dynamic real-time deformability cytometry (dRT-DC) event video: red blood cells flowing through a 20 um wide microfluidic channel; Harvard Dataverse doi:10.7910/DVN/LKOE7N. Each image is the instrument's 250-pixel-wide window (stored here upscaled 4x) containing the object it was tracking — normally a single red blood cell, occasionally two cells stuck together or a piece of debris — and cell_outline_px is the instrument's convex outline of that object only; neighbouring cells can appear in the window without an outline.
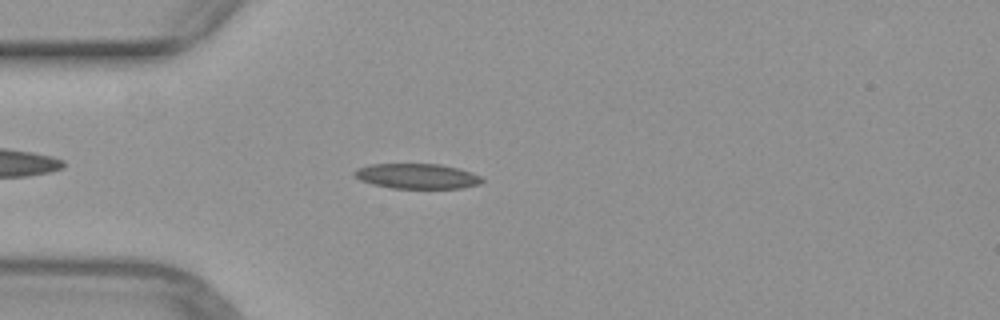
{"species": "common noctule bat (a hibernating species)", "species_latin": "Nyctalus noctula", "temperature_condition": "warm", "stored_images_in_passage": 43, "camera_frame_rate_fps": 3000, "um_per_image_px": 0.085, "animal": {"sex": "female", "body_mass_g": 29.2, "forearm_length_mm": 56.3}, "frame": {"image": 1, "passage_image": 6, "time_ms": 1.667, "image_size_px": [1000, 320], "cell_outline_px": [[484, 180], [480, 184], [460, 188], [392, 188], [372, 184], [360, 180], [352, 172], [356, 168], [372, 164], [440, 164], [460, 168], [472, 172], [480, 176]], "centroid_in_image_um": [35.46, 14.97], "position_along_channel_um": 49.5, "area_um2": 18.73}}
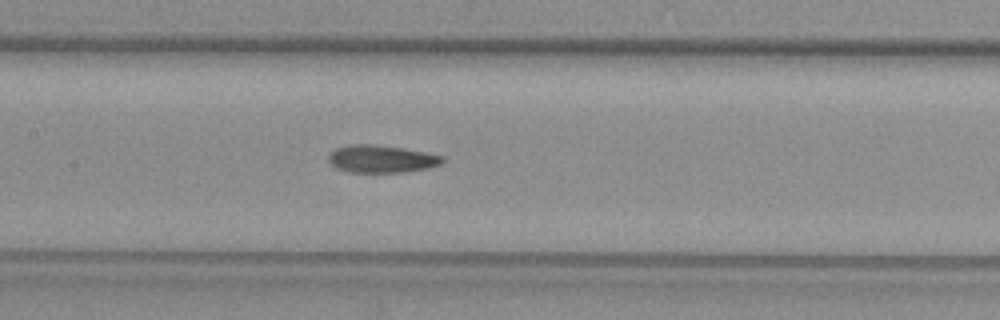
{"frame": {"image": 2, "passage_image": 16, "time_ms": 5.0, "image_size_px": [1000, 320], "cell_outline_px": [[444, 160], [440, 164], [428, 168], [408, 172], [348, 172], [336, 168], [328, 160], [328, 156], [336, 148], [348, 144], [368, 144], [400, 148], [424, 152], [444, 156]], "centroid_in_image_um": [32.41, 13.52], "position_along_channel_um": 175.0, "area_um2": 18.15}}
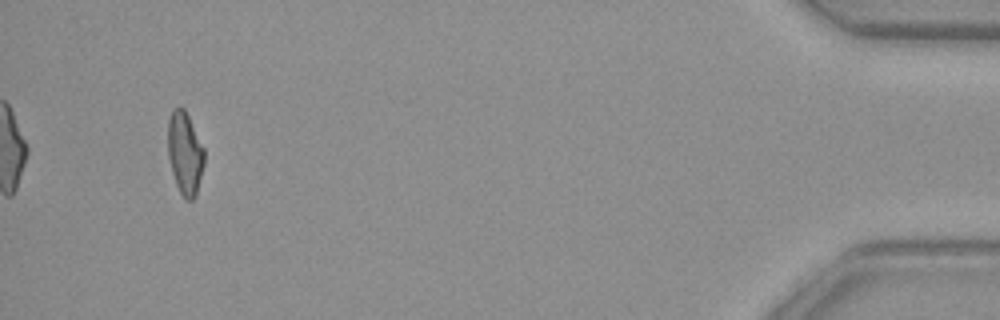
{"frame": {"image": 3, "passage_image": 40, "time_ms": 13.0, "image_size_px": [1000, 320], "cell_outline_px": [[204, 164], [196, 196], [192, 200], [184, 200], [176, 184], [172, 172], [168, 156], [168, 120], [172, 108], [180, 104], [184, 108], [204, 148]], "centroid_in_image_um": [15.71, 13.0], "position_along_channel_um": 419.5, "area_um2": 17.69}}